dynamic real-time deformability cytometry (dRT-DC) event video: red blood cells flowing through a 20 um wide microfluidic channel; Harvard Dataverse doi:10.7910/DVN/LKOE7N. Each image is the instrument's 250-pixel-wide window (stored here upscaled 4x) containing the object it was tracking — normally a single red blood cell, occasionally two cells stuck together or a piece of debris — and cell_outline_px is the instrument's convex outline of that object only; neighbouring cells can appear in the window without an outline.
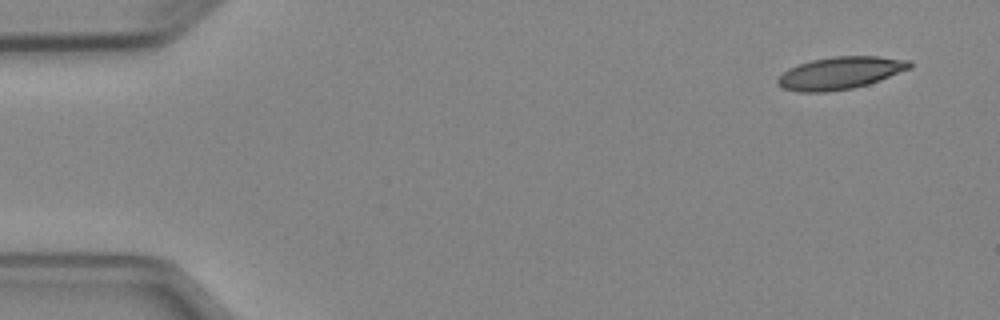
{"species": "Egyptian fruit bat (a non-hibernating species)", "species_latin": "Rousettus aegyptiacus", "temperature_condition": "cold", "stored_images_in_passage": 4, "camera_frame_rate_fps": 3000, "um_per_image_px": 0.085, "animal": {"sex": "female"}, "frame": {"image": 1, "passage_image": 1, "time_ms": 0.0, "image_size_px": [1000, 320], "cell_outline_px": [[912, 68], [880, 80], [868, 84], [852, 88], [824, 92], [796, 92], [780, 88], [776, 84], [776, 80], [788, 68], [812, 60], [832, 56], [876, 56], [912, 60]], "centroid_in_image_um": [71.41, 6.21], "position_along_channel_um": 13.6, "area_um2": 25.09}}
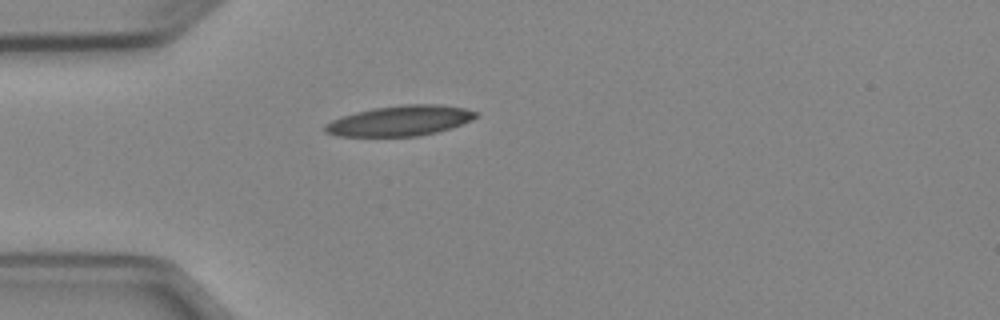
{"frame": {"image": 2, "passage_image": 4, "time_ms": 3.667, "image_size_px": [1000, 320], "cell_outline_px": [[480, 112], [472, 120], [452, 128], [436, 132], [416, 136], [336, 136], [324, 132], [324, 124], [340, 116], [372, 108], [404, 104], [440, 104], [464, 108]], "centroid_in_image_um": [34.0, 10.26], "position_along_channel_um": 51.0, "area_um2": 26.82}}